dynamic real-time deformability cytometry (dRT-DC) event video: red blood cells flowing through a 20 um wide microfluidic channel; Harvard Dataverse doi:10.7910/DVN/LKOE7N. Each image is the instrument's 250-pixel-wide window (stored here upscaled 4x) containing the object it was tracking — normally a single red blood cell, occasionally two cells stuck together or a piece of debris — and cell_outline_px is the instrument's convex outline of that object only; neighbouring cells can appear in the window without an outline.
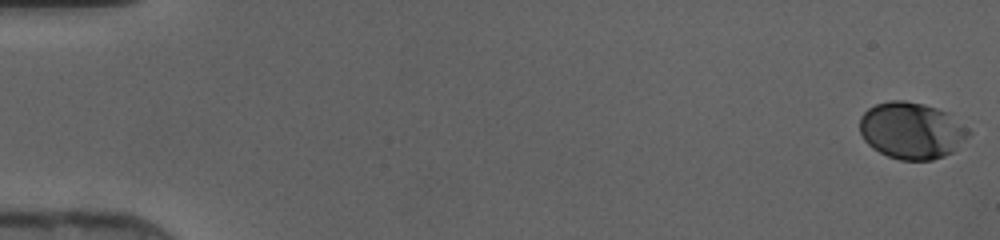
{"species": "human", "species_latin": "Homo sapiens", "temperature_condition": "cold", "stored_images_in_passage": 47, "camera_frame_rate_fps": 3000, "um_per_image_px": 0.085, "donor": {"sex": "female"}, "frame": {"image": 1, "passage_image": 1, "time_ms": 0.0, "image_size_px": [1000, 240], "cell_outline_px": [[972, 132], [952, 152], [944, 156], [932, 160], [900, 160], [888, 156], [872, 148], [864, 140], [860, 132], [860, 116], [868, 108], [876, 104], [892, 100], [904, 100], [924, 104], [948, 112], [968, 128]], "centroid_in_image_um": [77.48, 11.09], "position_along_channel_um": 7.5, "area_um2": 36.01}}
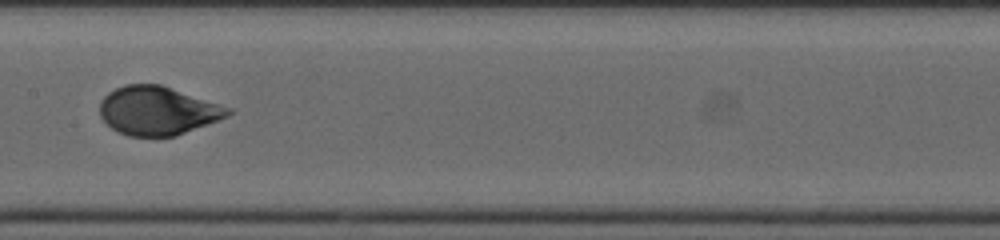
{"frame": {"image": 2, "passage_image": 25, "time_ms": 8.0, "image_size_px": [1000, 240], "cell_outline_px": [[232, 112], [228, 116], [176, 136], [128, 136], [116, 132], [100, 116], [100, 100], [108, 92], [124, 84], [160, 84], [232, 108]], "centroid_in_image_um": [13.38, 9.41], "position_along_channel_um": 194.0, "area_um2": 36.24}}
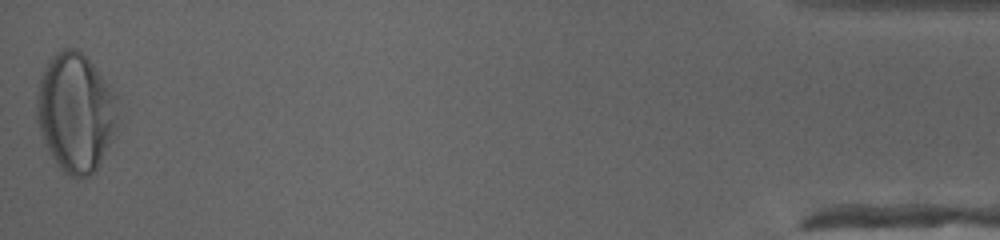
{"frame": {"image": 3, "passage_image": 47, "time_ms": 15.333, "image_size_px": [1000, 240], "cell_outline_px": [[120, 100], [116, 128], [112, 140], [100, 164], [88, 176], [80, 180], [64, 172], [60, 168], [44, 144], [36, 120], [36, 92], [44, 68], [48, 60], [56, 52], [64, 48], [76, 48], [92, 64], [120, 96]], "centroid_in_image_um": [6.45, 9.56], "position_along_channel_um": 428.8, "area_um2": 56.88}}